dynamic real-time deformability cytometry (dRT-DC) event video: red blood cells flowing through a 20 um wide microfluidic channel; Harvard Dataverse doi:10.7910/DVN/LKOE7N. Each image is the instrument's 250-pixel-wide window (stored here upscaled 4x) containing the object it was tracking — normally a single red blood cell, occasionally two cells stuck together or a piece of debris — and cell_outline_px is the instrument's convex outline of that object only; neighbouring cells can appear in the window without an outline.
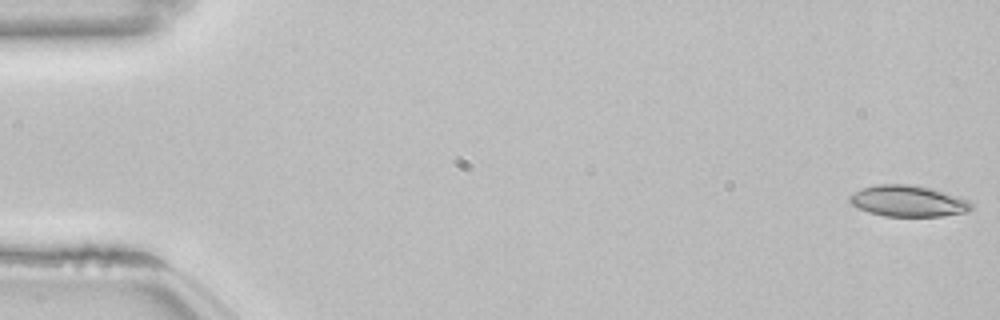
{"species": "common noctule bat (a hibernating species)", "species_latin": "Nyctalus noctula", "temperature_condition": "room temperature", "stored_images_in_passage": 54, "camera_frame_rate_fps": 3000, "um_per_image_px": 0.085, "animal": {"sex": "female", "body_mass_g": 22.7, "forearm_length_mm": 54.2}, "frame": {"image": 1, "passage_image": 1, "time_ms": 0.0, "image_size_px": [1000, 320], "cell_outline_px": [[972, 208], [968, 212], [944, 216], [884, 216], [868, 212], [852, 204], [848, 200], [848, 196], [864, 188], [876, 184], [912, 184], [928, 188], [968, 200], [972, 204]], "centroid_in_image_um": [77.18, 17.1], "position_along_channel_um": 7.8, "area_um2": 21.85}}
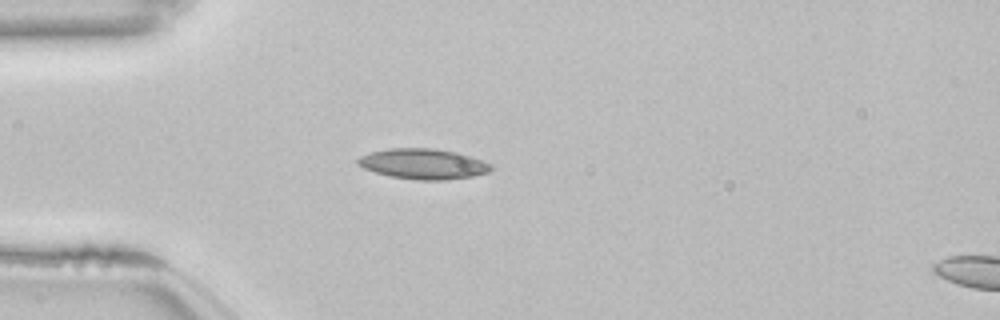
{"frame": {"image": 2, "passage_image": 15, "time_ms": 4.667, "image_size_px": [1000, 320], "cell_outline_px": [[492, 168], [488, 172], [472, 176], [448, 180], [416, 180], [388, 176], [364, 168], [356, 160], [360, 156], [372, 152], [388, 148], [432, 148], [460, 152], [492, 164]], "centroid_in_image_um": [36.0, 13.93], "position_along_channel_um": 49.0, "area_um2": 23.64}}
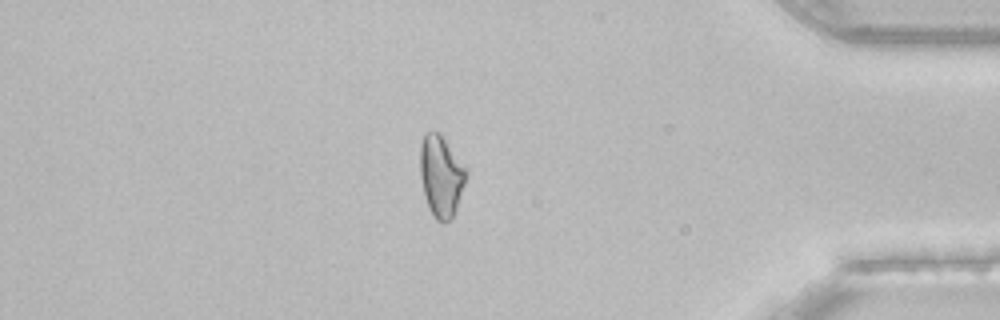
{"frame": {"image": 3, "passage_image": 46, "time_ms": 15.0, "image_size_px": [1000, 320], "cell_outline_px": [[468, 176], [456, 208], [452, 216], [448, 220], [436, 220], [432, 216], [428, 208], [424, 196], [420, 176], [420, 144], [424, 136], [428, 132], [440, 132], [468, 172]], "centroid_in_image_um": [37.48, 14.96], "position_along_channel_um": 397.7, "area_um2": 21.68}, "authors_computed_cell_mechanics": {"area_um2": 21.8773, "velocity_mm_per_s": 3.8544, "shape_relaxation_time_tau1_ms": null, "shape_relaxation_time_tau2_ms": 4.6172, "deformation_change_tau1": null, "deformation_change_tau2": 0.0995}}